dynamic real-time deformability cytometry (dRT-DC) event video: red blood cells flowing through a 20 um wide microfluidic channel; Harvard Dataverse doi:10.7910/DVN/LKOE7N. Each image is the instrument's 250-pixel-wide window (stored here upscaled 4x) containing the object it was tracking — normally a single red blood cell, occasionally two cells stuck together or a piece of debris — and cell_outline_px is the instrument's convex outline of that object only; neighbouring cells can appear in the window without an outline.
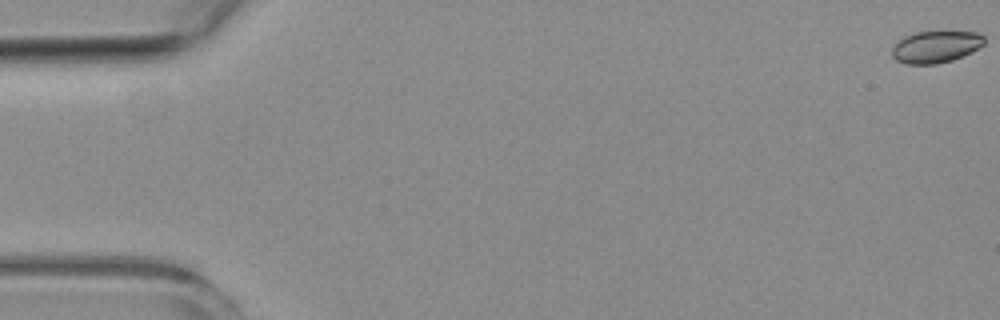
{"species": "common noctule bat (a hibernating species)", "species_latin": "Nyctalus noctula", "temperature_condition": "room temperature", "stored_images_in_passage": 6, "camera_frame_rate_fps": 3000, "um_per_image_px": 0.085, "animal": {"sex": "female", "body_mass_g": 19.3, "forearm_length_mm": 54.1}, "frame": {"image": 1, "passage_image": 1, "time_ms": 0.0, "image_size_px": [1000, 320], "cell_outline_px": [[984, 44], [952, 60], [936, 64], [908, 64], [896, 60], [892, 56], [892, 48], [904, 36], [916, 32], [980, 32], [984, 36]], "centroid_in_image_um": [79.52, 3.97], "position_along_channel_um": 5.5, "area_um2": 16.82}}
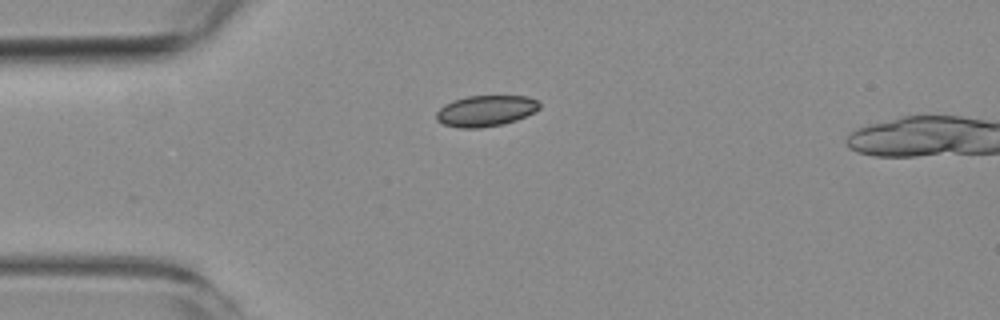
{"frame": {"image": 2, "passage_image": 5, "time_ms": 4.667, "image_size_px": [1000, 320], "cell_outline_px": [[540, 108], [516, 120], [504, 124], [480, 128], [460, 128], [444, 124], [436, 120], [436, 112], [444, 104], [452, 100], [468, 96], [528, 96], [536, 100], [540, 104]], "centroid_in_image_um": [41.25, 9.42], "position_along_channel_um": 43.7, "area_um2": 18.61}}